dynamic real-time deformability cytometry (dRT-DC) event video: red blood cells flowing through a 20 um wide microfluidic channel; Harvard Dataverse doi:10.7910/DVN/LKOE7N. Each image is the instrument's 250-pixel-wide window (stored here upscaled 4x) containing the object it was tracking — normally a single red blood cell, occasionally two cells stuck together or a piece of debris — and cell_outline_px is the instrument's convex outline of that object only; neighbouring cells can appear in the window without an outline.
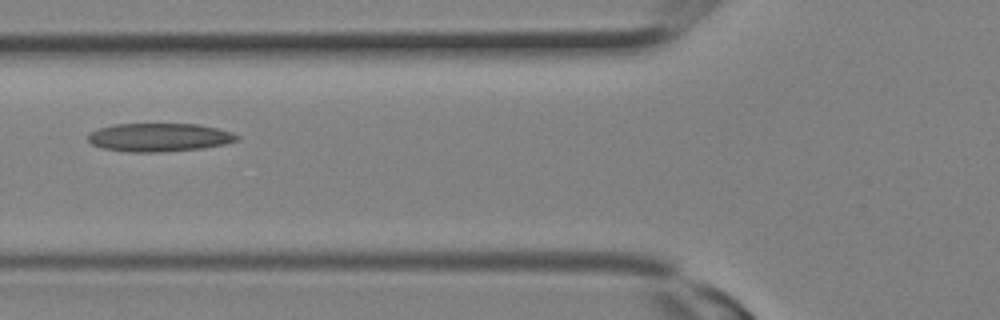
{"species": "Egyptian fruit bat (a non-hibernating species)", "species_latin": "Rousettus aegyptiacus", "temperature_condition": "room temperature", "stored_images_in_passage": 11, "camera_frame_rate_fps": 3000, "um_per_image_px": 0.085, "animal": {"sex": "female"}, "frame": {"image": 1, "passage_image": 10, "time_ms": 3.0, "image_size_px": [1000, 320], "cell_outline_px": [[240, 140], [224, 144], [200, 148], [160, 152], [132, 152], [104, 148], [92, 144], [88, 140], [88, 132], [96, 128], [112, 124], [196, 124], [216, 128], [232, 132], [240, 136]], "centroid_in_image_um": [13.51, 11.66], "position_along_channel_um": 112.3, "area_um2": 24.62}}